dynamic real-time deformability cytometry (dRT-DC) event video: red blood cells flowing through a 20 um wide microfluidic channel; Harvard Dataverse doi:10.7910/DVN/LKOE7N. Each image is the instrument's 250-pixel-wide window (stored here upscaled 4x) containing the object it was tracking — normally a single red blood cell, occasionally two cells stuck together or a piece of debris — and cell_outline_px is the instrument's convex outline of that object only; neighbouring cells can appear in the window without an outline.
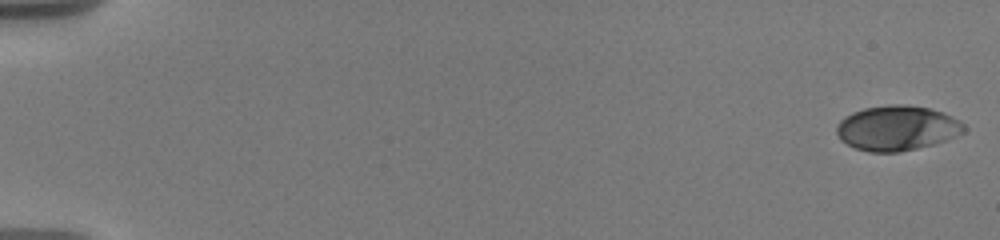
{"species": "human", "species_latin": "Homo sapiens", "temperature_condition": "warm", "stored_images_in_passage": 16, "camera_frame_rate_fps": 3000, "um_per_image_px": 0.085, "donor": {"sex": "male"}, "frame": {"image": 1, "passage_image": 1, "time_ms": 0.0, "image_size_px": [1000, 240], "cell_outline_px": [[964, 132], [944, 140], [932, 144], [900, 152], [868, 152], [856, 148], [840, 140], [836, 132], [836, 128], [840, 120], [852, 112], [864, 108], [888, 104], [904, 104], [928, 108], [940, 112], [960, 120], [964, 124]], "centroid_in_image_um": [76.2, 10.88], "position_along_channel_um": 8.8, "area_um2": 33.12}}
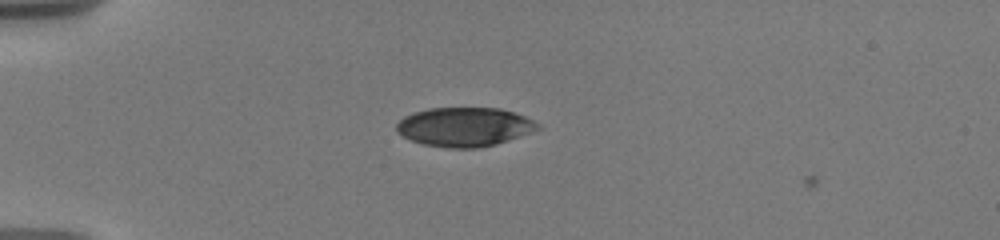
{"frame": {"image": 2, "passage_image": 12, "time_ms": 5.0, "image_size_px": [1000, 240], "cell_outline_px": [[540, 128], [508, 140], [496, 144], [480, 148], [448, 148], [424, 144], [412, 140], [396, 132], [396, 124], [404, 116], [428, 108], [500, 108], [524, 116], [540, 124]], "centroid_in_image_um": [39.46, 10.79], "position_along_channel_um": 45.5, "area_um2": 31.91}}
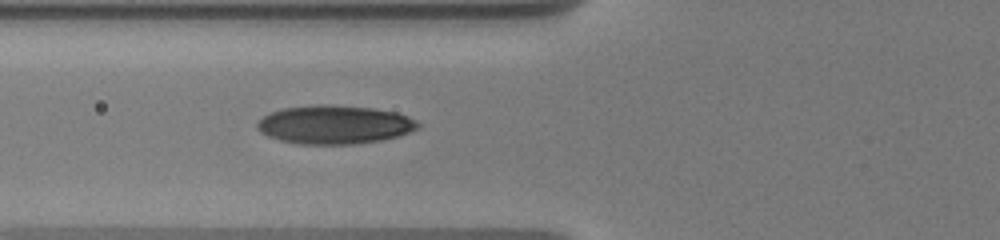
{"frame": {"image": 3, "passage_image": 16, "time_ms": 7.333, "image_size_px": [1000, 240], "cell_outline_px": [[420, 128], [384, 140], [352, 144], [300, 144], [280, 140], [268, 136], [260, 132], [256, 128], [256, 124], [264, 116], [272, 112], [284, 108], [316, 104], [328, 104], [372, 108], [396, 112], [408, 116], [416, 120], [420, 124]], "centroid_in_image_um": [28.44, 10.59], "position_along_channel_um": 97.4, "area_um2": 36.18}}